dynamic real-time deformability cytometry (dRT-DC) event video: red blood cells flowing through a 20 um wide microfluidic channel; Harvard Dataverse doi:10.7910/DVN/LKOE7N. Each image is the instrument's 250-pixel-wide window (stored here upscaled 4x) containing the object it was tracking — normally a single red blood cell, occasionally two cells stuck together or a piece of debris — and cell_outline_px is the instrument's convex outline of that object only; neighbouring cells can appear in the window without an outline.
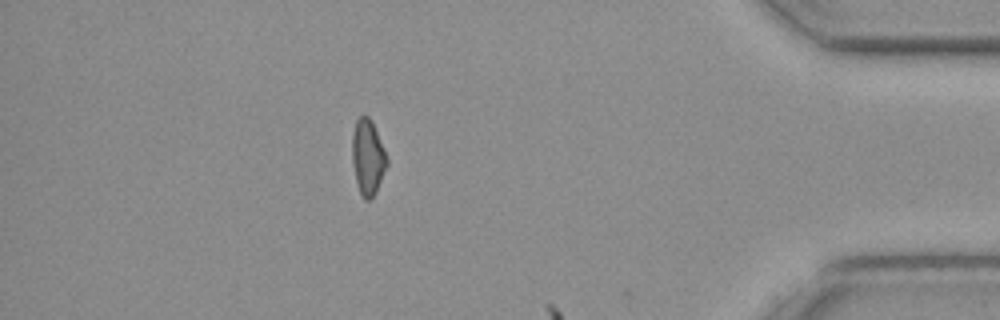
{"species": "common noctule bat (a hibernating species)", "species_latin": "Nyctalus noctula", "temperature_condition": "cold", "stored_images_in_passage": 39, "camera_frame_rate_fps": 3000, "um_per_image_px": 0.085, "animal": {"sex": "female", "body_mass_g": 19.3, "forearm_length_mm": 54.1}, "frame": {"image": 1, "passage_image": 37, "time_ms": 12.0, "image_size_px": [1000, 320], "cell_outline_px": [[388, 164], [376, 192], [372, 200], [364, 200], [360, 196], [352, 164], [352, 136], [356, 120], [360, 116], [368, 116], [372, 120], [388, 160]], "centroid_in_image_um": [31.25, 13.4], "position_along_channel_um": 403.9, "area_um2": 15.37}}